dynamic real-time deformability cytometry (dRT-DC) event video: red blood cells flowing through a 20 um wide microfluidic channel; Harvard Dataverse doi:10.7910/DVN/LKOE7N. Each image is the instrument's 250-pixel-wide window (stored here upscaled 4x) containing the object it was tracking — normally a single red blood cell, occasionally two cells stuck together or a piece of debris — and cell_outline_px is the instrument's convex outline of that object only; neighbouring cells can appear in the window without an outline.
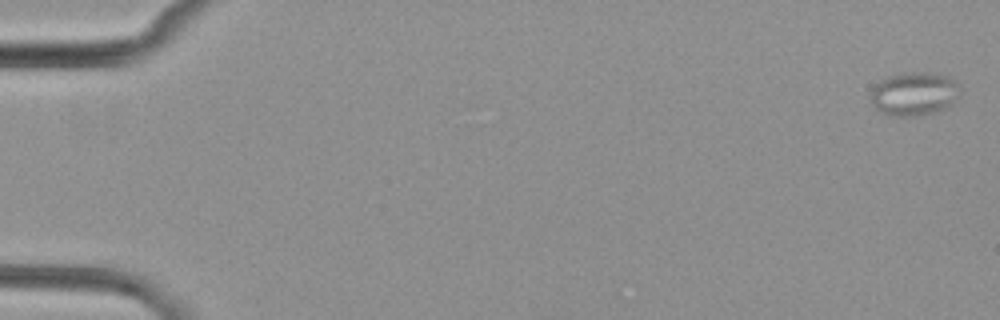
{"species": "common noctule bat (a hibernating species)", "species_latin": "Nyctalus noctula", "temperature_condition": "cold", "stored_images_in_passage": 9, "camera_frame_rate_fps": 3000, "um_per_image_px": 0.085, "animal": {"sex": "female", "body_mass_g": 29.2, "forearm_length_mm": 56.3}, "frame": {"image": 1, "passage_image": 1, "time_ms": 0.0, "image_size_px": [1000, 320], "cell_outline_px": [[960, 96], [948, 108], [940, 112], [912, 116], [892, 116], [880, 112], [872, 104], [868, 96], [868, 92], [880, 80], [888, 76], [900, 72], [940, 72], [956, 80]], "centroid_in_image_um": [77.7, 7.96], "position_along_channel_um": 7.3, "area_um2": 23.52}}
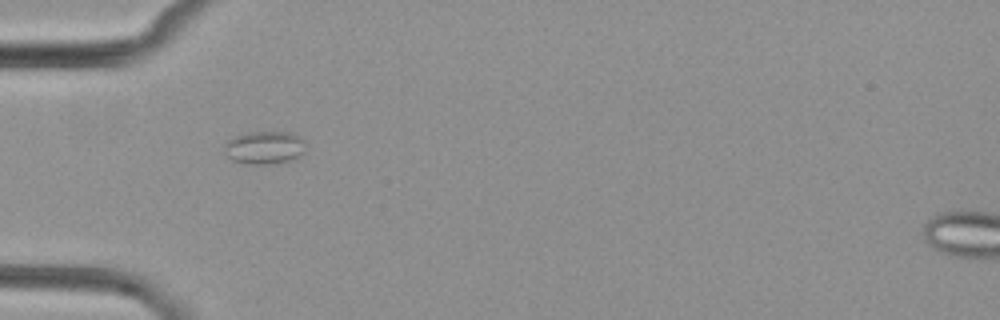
{"frame": {"image": 2, "passage_image": 6, "time_ms": 5.667, "image_size_px": [1000, 320], "cell_outline_px": [[304, 152], [288, 160], [264, 164], [248, 164], [232, 160], [228, 156], [224, 148], [224, 144], [228, 140], [236, 136], [248, 132], [288, 132], [304, 140]], "centroid_in_image_um": [22.44, 12.53], "position_along_channel_um": 62.6, "area_um2": 15.2}}